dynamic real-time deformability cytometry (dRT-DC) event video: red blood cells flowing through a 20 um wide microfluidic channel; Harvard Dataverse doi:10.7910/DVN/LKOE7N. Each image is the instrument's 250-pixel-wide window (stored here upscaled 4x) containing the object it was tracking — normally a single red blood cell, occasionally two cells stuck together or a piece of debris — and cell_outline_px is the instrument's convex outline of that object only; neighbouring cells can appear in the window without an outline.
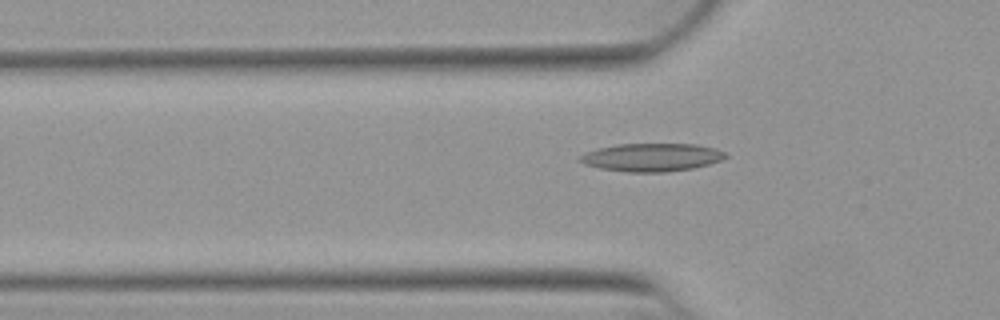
{"species": "Egyptian fruit bat (a non-hibernating species)", "species_latin": "Rousettus aegyptiacus", "temperature_condition": "warm", "stored_images_in_passage": 48, "camera_frame_rate_fps": 3000, "um_per_image_px": 0.085, "animal": {"sex": "female"}, "frame": {"image": 1, "passage_image": 13, "time_ms": 4.0, "image_size_px": [1000, 320], "cell_outline_px": [[728, 156], [720, 160], [708, 164], [692, 168], [664, 172], [628, 172], [600, 168], [584, 164], [576, 160], [580, 156], [596, 148], [616, 144], [696, 144], [716, 148], [724, 152]], "centroid_in_image_um": [55.37, 13.36], "position_along_channel_um": 70.4, "area_um2": 23.76}}
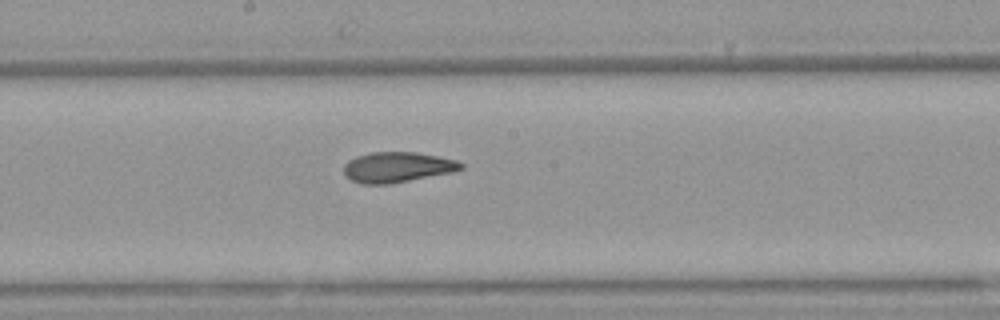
{"frame": {"image": 2, "passage_image": 24, "time_ms": 7.667, "image_size_px": [1000, 320], "cell_outline_px": [[464, 168], [452, 172], [388, 184], [360, 184], [344, 176], [344, 164], [348, 160], [356, 156], [372, 152], [416, 152], [456, 160], [464, 164]], "centroid_in_image_um": [33.74, 14.21], "position_along_channel_um": 214.5, "area_um2": 20.69}}
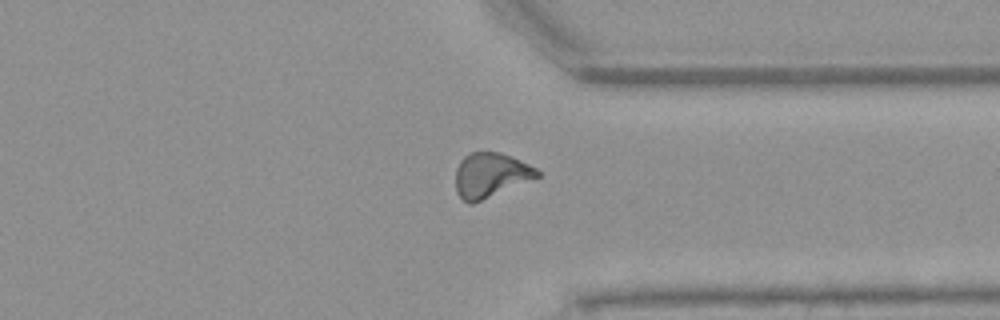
{"frame": {"image": 3, "passage_image": 36, "time_ms": 11.667, "image_size_px": [1000, 320], "cell_outline_px": [[540, 176], [472, 204], [468, 204], [456, 192], [456, 168], [460, 160], [464, 156], [472, 152], [500, 152], [512, 156], [536, 168], [540, 172]], "centroid_in_image_um": [41.68, 14.87], "position_along_channel_um": 369.7, "area_um2": 21.1}}